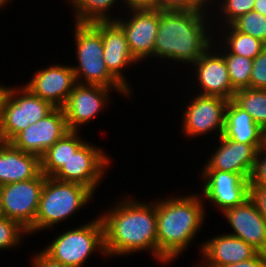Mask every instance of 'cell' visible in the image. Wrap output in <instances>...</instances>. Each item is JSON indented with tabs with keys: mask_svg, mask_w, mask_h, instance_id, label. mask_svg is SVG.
Listing matches in <instances>:
<instances>
[{
	"mask_svg": "<svg viewBox=\"0 0 266 267\" xmlns=\"http://www.w3.org/2000/svg\"><path fill=\"white\" fill-rule=\"evenodd\" d=\"M250 185L266 186V146L263 145L257 151L253 169L249 177Z\"/></svg>",
	"mask_w": 266,
	"mask_h": 267,
	"instance_id": "32",
	"label": "cell"
},
{
	"mask_svg": "<svg viewBox=\"0 0 266 267\" xmlns=\"http://www.w3.org/2000/svg\"><path fill=\"white\" fill-rule=\"evenodd\" d=\"M97 217V218H96ZM89 222L54 235L41 250L52 260L68 267H85L91 255L99 253L107 258L104 248V227L100 216ZM72 228V229H71ZM97 251V252H96ZM88 259V260H87Z\"/></svg>",
	"mask_w": 266,
	"mask_h": 267,
	"instance_id": "6",
	"label": "cell"
},
{
	"mask_svg": "<svg viewBox=\"0 0 266 267\" xmlns=\"http://www.w3.org/2000/svg\"><path fill=\"white\" fill-rule=\"evenodd\" d=\"M124 11L123 16L117 17L115 22L125 33L131 55L139 64L145 63L147 59L152 61L159 26V9H125Z\"/></svg>",
	"mask_w": 266,
	"mask_h": 267,
	"instance_id": "11",
	"label": "cell"
},
{
	"mask_svg": "<svg viewBox=\"0 0 266 267\" xmlns=\"http://www.w3.org/2000/svg\"><path fill=\"white\" fill-rule=\"evenodd\" d=\"M187 101L186 108L182 110V126L180 134L186 138H199L208 135L212 140L223 134L226 107L229 100L218 96H203L193 94ZM215 133V134H214ZM214 137V138H213Z\"/></svg>",
	"mask_w": 266,
	"mask_h": 267,
	"instance_id": "8",
	"label": "cell"
},
{
	"mask_svg": "<svg viewBox=\"0 0 266 267\" xmlns=\"http://www.w3.org/2000/svg\"><path fill=\"white\" fill-rule=\"evenodd\" d=\"M31 267H68L64 264L52 260L42 250H39L31 256Z\"/></svg>",
	"mask_w": 266,
	"mask_h": 267,
	"instance_id": "35",
	"label": "cell"
},
{
	"mask_svg": "<svg viewBox=\"0 0 266 267\" xmlns=\"http://www.w3.org/2000/svg\"><path fill=\"white\" fill-rule=\"evenodd\" d=\"M55 107L24 85L11 86L0 118V141L10 142L28 126L46 117Z\"/></svg>",
	"mask_w": 266,
	"mask_h": 267,
	"instance_id": "7",
	"label": "cell"
},
{
	"mask_svg": "<svg viewBox=\"0 0 266 267\" xmlns=\"http://www.w3.org/2000/svg\"><path fill=\"white\" fill-rule=\"evenodd\" d=\"M28 236L27 230L24 229L17 221L3 217L0 218V250L14 249L21 246L24 237Z\"/></svg>",
	"mask_w": 266,
	"mask_h": 267,
	"instance_id": "30",
	"label": "cell"
},
{
	"mask_svg": "<svg viewBox=\"0 0 266 267\" xmlns=\"http://www.w3.org/2000/svg\"><path fill=\"white\" fill-rule=\"evenodd\" d=\"M125 9H158V0H123Z\"/></svg>",
	"mask_w": 266,
	"mask_h": 267,
	"instance_id": "37",
	"label": "cell"
},
{
	"mask_svg": "<svg viewBox=\"0 0 266 267\" xmlns=\"http://www.w3.org/2000/svg\"><path fill=\"white\" fill-rule=\"evenodd\" d=\"M200 243L198 260L205 267H224L253 258L258 251L239 237L228 233L215 235Z\"/></svg>",
	"mask_w": 266,
	"mask_h": 267,
	"instance_id": "20",
	"label": "cell"
},
{
	"mask_svg": "<svg viewBox=\"0 0 266 267\" xmlns=\"http://www.w3.org/2000/svg\"><path fill=\"white\" fill-rule=\"evenodd\" d=\"M120 199L99 215L107 259L148 252L157 261L156 203L138 201L131 194Z\"/></svg>",
	"mask_w": 266,
	"mask_h": 267,
	"instance_id": "1",
	"label": "cell"
},
{
	"mask_svg": "<svg viewBox=\"0 0 266 267\" xmlns=\"http://www.w3.org/2000/svg\"><path fill=\"white\" fill-rule=\"evenodd\" d=\"M66 2L71 7L70 10H73V22L75 23L115 21L116 16L119 17L125 9L123 0H67ZM115 10L119 12H115Z\"/></svg>",
	"mask_w": 266,
	"mask_h": 267,
	"instance_id": "24",
	"label": "cell"
},
{
	"mask_svg": "<svg viewBox=\"0 0 266 267\" xmlns=\"http://www.w3.org/2000/svg\"><path fill=\"white\" fill-rule=\"evenodd\" d=\"M34 75L23 84L34 95L48 101L55 108H63L75 85V73L71 65L52 63L37 69Z\"/></svg>",
	"mask_w": 266,
	"mask_h": 267,
	"instance_id": "15",
	"label": "cell"
},
{
	"mask_svg": "<svg viewBox=\"0 0 266 267\" xmlns=\"http://www.w3.org/2000/svg\"><path fill=\"white\" fill-rule=\"evenodd\" d=\"M236 31L251 35L266 44V16L256 11L238 17L230 24Z\"/></svg>",
	"mask_w": 266,
	"mask_h": 267,
	"instance_id": "29",
	"label": "cell"
},
{
	"mask_svg": "<svg viewBox=\"0 0 266 267\" xmlns=\"http://www.w3.org/2000/svg\"><path fill=\"white\" fill-rule=\"evenodd\" d=\"M69 129L63 108L50 114L18 133L10 143L23 152L41 157L48 148L61 139Z\"/></svg>",
	"mask_w": 266,
	"mask_h": 267,
	"instance_id": "16",
	"label": "cell"
},
{
	"mask_svg": "<svg viewBox=\"0 0 266 267\" xmlns=\"http://www.w3.org/2000/svg\"><path fill=\"white\" fill-rule=\"evenodd\" d=\"M159 10H209L205 0H158Z\"/></svg>",
	"mask_w": 266,
	"mask_h": 267,
	"instance_id": "33",
	"label": "cell"
},
{
	"mask_svg": "<svg viewBox=\"0 0 266 267\" xmlns=\"http://www.w3.org/2000/svg\"><path fill=\"white\" fill-rule=\"evenodd\" d=\"M173 194L161 199L154 198L157 214V262L161 266L164 264L163 267L172 262L174 264L175 259L188 251L208 215L199 192L177 196Z\"/></svg>",
	"mask_w": 266,
	"mask_h": 267,
	"instance_id": "3",
	"label": "cell"
},
{
	"mask_svg": "<svg viewBox=\"0 0 266 267\" xmlns=\"http://www.w3.org/2000/svg\"><path fill=\"white\" fill-rule=\"evenodd\" d=\"M94 194L90 188L82 184L59 181L46 176L35 223L27 230L28 236L52 230L61 223L63 225L66 219L87 207Z\"/></svg>",
	"mask_w": 266,
	"mask_h": 267,
	"instance_id": "4",
	"label": "cell"
},
{
	"mask_svg": "<svg viewBox=\"0 0 266 267\" xmlns=\"http://www.w3.org/2000/svg\"><path fill=\"white\" fill-rule=\"evenodd\" d=\"M233 100L266 131V90L243 88L235 92Z\"/></svg>",
	"mask_w": 266,
	"mask_h": 267,
	"instance_id": "27",
	"label": "cell"
},
{
	"mask_svg": "<svg viewBox=\"0 0 266 267\" xmlns=\"http://www.w3.org/2000/svg\"><path fill=\"white\" fill-rule=\"evenodd\" d=\"M10 88H11V85L7 86L0 82V118H1L2 111L4 109L5 100L8 96Z\"/></svg>",
	"mask_w": 266,
	"mask_h": 267,
	"instance_id": "38",
	"label": "cell"
},
{
	"mask_svg": "<svg viewBox=\"0 0 266 267\" xmlns=\"http://www.w3.org/2000/svg\"><path fill=\"white\" fill-rule=\"evenodd\" d=\"M74 50L77 65H71L76 81L80 84L101 85L115 89L126 100L134 98L107 69L103 60L101 31L93 23L74 22ZM133 97V98H132Z\"/></svg>",
	"mask_w": 266,
	"mask_h": 267,
	"instance_id": "5",
	"label": "cell"
},
{
	"mask_svg": "<svg viewBox=\"0 0 266 267\" xmlns=\"http://www.w3.org/2000/svg\"><path fill=\"white\" fill-rule=\"evenodd\" d=\"M225 138L238 143L264 144L265 131L233 99L226 107L224 131Z\"/></svg>",
	"mask_w": 266,
	"mask_h": 267,
	"instance_id": "22",
	"label": "cell"
},
{
	"mask_svg": "<svg viewBox=\"0 0 266 267\" xmlns=\"http://www.w3.org/2000/svg\"><path fill=\"white\" fill-rule=\"evenodd\" d=\"M249 198L254 202L257 210L266 220V186L250 185Z\"/></svg>",
	"mask_w": 266,
	"mask_h": 267,
	"instance_id": "34",
	"label": "cell"
},
{
	"mask_svg": "<svg viewBox=\"0 0 266 267\" xmlns=\"http://www.w3.org/2000/svg\"><path fill=\"white\" fill-rule=\"evenodd\" d=\"M188 70L193 72V78L190 79L198 86L195 94L218 96L227 100L234 98L236 90L231 85L224 54L216 45L212 44Z\"/></svg>",
	"mask_w": 266,
	"mask_h": 267,
	"instance_id": "13",
	"label": "cell"
},
{
	"mask_svg": "<svg viewBox=\"0 0 266 267\" xmlns=\"http://www.w3.org/2000/svg\"><path fill=\"white\" fill-rule=\"evenodd\" d=\"M264 145L266 146V131H265V136H264Z\"/></svg>",
	"mask_w": 266,
	"mask_h": 267,
	"instance_id": "44",
	"label": "cell"
},
{
	"mask_svg": "<svg viewBox=\"0 0 266 267\" xmlns=\"http://www.w3.org/2000/svg\"><path fill=\"white\" fill-rule=\"evenodd\" d=\"M115 89L77 83L63 107L69 131H81L111 105ZM112 99V100H111ZM111 101V102H110ZM110 102V103H109Z\"/></svg>",
	"mask_w": 266,
	"mask_h": 267,
	"instance_id": "14",
	"label": "cell"
},
{
	"mask_svg": "<svg viewBox=\"0 0 266 267\" xmlns=\"http://www.w3.org/2000/svg\"><path fill=\"white\" fill-rule=\"evenodd\" d=\"M215 37L213 44L217 45L216 47L223 54H235L254 59L266 47V44L261 40L236 31L231 25L218 27L215 31Z\"/></svg>",
	"mask_w": 266,
	"mask_h": 267,
	"instance_id": "23",
	"label": "cell"
},
{
	"mask_svg": "<svg viewBox=\"0 0 266 267\" xmlns=\"http://www.w3.org/2000/svg\"><path fill=\"white\" fill-rule=\"evenodd\" d=\"M4 217L3 209H2V201H1V185H0V218Z\"/></svg>",
	"mask_w": 266,
	"mask_h": 267,
	"instance_id": "41",
	"label": "cell"
},
{
	"mask_svg": "<svg viewBox=\"0 0 266 267\" xmlns=\"http://www.w3.org/2000/svg\"><path fill=\"white\" fill-rule=\"evenodd\" d=\"M201 177L199 191L205 207L207 201L215 206L219 213L226 209L242 204L249 198V180L238 173L218 170H199ZM202 179V180H201ZM203 182V183H202Z\"/></svg>",
	"mask_w": 266,
	"mask_h": 267,
	"instance_id": "10",
	"label": "cell"
},
{
	"mask_svg": "<svg viewBox=\"0 0 266 267\" xmlns=\"http://www.w3.org/2000/svg\"><path fill=\"white\" fill-rule=\"evenodd\" d=\"M41 173L40 157L23 152L10 142L0 141V185L36 178Z\"/></svg>",
	"mask_w": 266,
	"mask_h": 267,
	"instance_id": "21",
	"label": "cell"
},
{
	"mask_svg": "<svg viewBox=\"0 0 266 267\" xmlns=\"http://www.w3.org/2000/svg\"><path fill=\"white\" fill-rule=\"evenodd\" d=\"M217 140V141H216ZM217 147L211 151L210 157L204 161L201 170H218L238 173L249 180L256 159L257 151L264 144L238 143L223 135L215 139Z\"/></svg>",
	"mask_w": 266,
	"mask_h": 267,
	"instance_id": "18",
	"label": "cell"
},
{
	"mask_svg": "<svg viewBox=\"0 0 266 267\" xmlns=\"http://www.w3.org/2000/svg\"><path fill=\"white\" fill-rule=\"evenodd\" d=\"M13 0H0V11H2V8L5 10L7 5H10Z\"/></svg>",
	"mask_w": 266,
	"mask_h": 267,
	"instance_id": "40",
	"label": "cell"
},
{
	"mask_svg": "<svg viewBox=\"0 0 266 267\" xmlns=\"http://www.w3.org/2000/svg\"><path fill=\"white\" fill-rule=\"evenodd\" d=\"M87 140L53 178L64 182H75L90 188L95 194L102 183L110 163L114 159L100 146ZM108 168V169H107Z\"/></svg>",
	"mask_w": 266,
	"mask_h": 267,
	"instance_id": "9",
	"label": "cell"
},
{
	"mask_svg": "<svg viewBox=\"0 0 266 267\" xmlns=\"http://www.w3.org/2000/svg\"><path fill=\"white\" fill-rule=\"evenodd\" d=\"M102 34L103 60L108 71L133 95V87L130 80L125 77L131 66L139 64L128 47L126 36L122 28L115 21L93 23ZM127 69V70H126ZM131 87V88H130Z\"/></svg>",
	"mask_w": 266,
	"mask_h": 267,
	"instance_id": "17",
	"label": "cell"
},
{
	"mask_svg": "<svg viewBox=\"0 0 266 267\" xmlns=\"http://www.w3.org/2000/svg\"><path fill=\"white\" fill-rule=\"evenodd\" d=\"M80 133V131L67 132L40 157L41 172L45 176L53 177L67 163L72 154H75L87 141Z\"/></svg>",
	"mask_w": 266,
	"mask_h": 267,
	"instance_id": "25",
	"label": "cell"
},
{
	"mask_svg": "<svg viewBox=\"0 0 266 267\" xmlns=\"http://www.w3.org/2000/svg\"><path fill=\"white\" fill-rule=\"evenodd\" d=\"M249 88L266 90V47L253 59Z\"/></svg>",
	"mask_w": 266,
	"mask_h": 267,
	"instance_id": "31",
	"label": "cell"
},
{
	"mask_svg": "<svg viewBox=\"0 0 266 267\" xmlns=\"http://www.w3.org/2000/svg\"><path fill=\"white\" fill-rule=\"evenodd\" d=\"M254 3L255 0H215L209 6L211 19H213L212 24L215 23V25L213 24L214 30L219 26L230 25L238 17L252 11Z\"/></svg>",
	"mask_w": 266,
	"mask_h": 267,
	"instance_id": "26",
	"label": "cell"
},
{
	"mask_svg": "<svg viewBox=\"0 0 266 267\" xmlns=\"http://www.w3.org/2000/svg\"><path fill=\"white\" fill-rule=\"evenodd\" d=\"M215 0H205L206 5L209 7Z\"/></svg>",
	"mask_w": 266,
	"mask_h": 267,
	"instance_id": "42",
	"label": "cell"
},
{
	"mask_svg": "<svg viewBox=\"0 0 266 267\" xmlns=\"http://www.w3.org/2000/svg\"><path fill=\"white\" fill-rule=\"evenodd\" d=\"M193 267H205L204 265H202L200 262H198L197 264H193Z\"/></svg>",
	"mask_w": 266,
	"mask_h": 267,
	"instance_id": "43",
	"label": "cell"
},
{
	"mask_svg": "<svg viewBox=\"0 0 266 267\" xmlns=\"http://www.w3.org/2000/svg\"><path fill=\"white\" fill-rule=\"evenodd\" d=\"M232 87L237 91L249 88L253 59L235 54H224Z\"/></svg>",
	"mask_w": 266,
	"mask_h": 267,
	"instance_id": "28",
	"label": "cell"
},
{
	"mask_svg": "<svg viewBox=\"0 0 266 267\" xmlns=\"http://www.w3.org/2000/svg\"><path fill=\"white\" fill-rule=\"evenodd\" d=\"M45 177L41 172L33 179L2 185L4 217L17 221L28 230L35 223Z\"/></svg>",
	"mask_w": 266,
	"mask_h": 267,
	"instance_id": "12",
	"label": "cell"
},
{
	"mask_svg": "<svg viewBox=\"0 0 266 267\" xmlns=\"http://www.w3.org/2000/svg\"><path fill=\"white\" fill-rule=\"evenodd\" d=\"M253 11L266 16V0H255Z\"/></svg>",
	"mask_w": 266,
	"mask_h": 267,
	"instance_id": "39",
	"label": "cell"
},
{
	"mask_svg": "<svg viewBox=\"0 0 266 267\" xmlns=\"http://www.w3.org/2000/svg\"><path fill=\"white\" fill-rule=\"evenodd\" d=\"M211 21L209 10H159L153 59L188 68L213 44Z\"/></svg>",
	"mask_w": 266,
	"mask_h": 267,
	"instance_id": "2",
	"label": "cell"
},
{
	"mask_svg": "<svg viewBox=\"0 0 266 267\" xmlns=\"http://www.w3.org/2000/svg\"><path fill=\"white\" fill-rule=\"evenodd\" d=\"M221 214L232 228L228 234L239 237L258 252L266 253V220L250 198Z\"/></svg>",
	"mask_w": 266,
	"mask_h": 267,
	"instance_id": "19",
	"label": "cell"
},
{
	"mask_svg": "<svg viewBox=\"0 0 266 267\" xmlns=\"http://www.w3.org/2000/svg\"><path fill=\"white\" fill-rule=\"evenodd\" d=\"M224 267H266V253L258 252L253 258Z\"/></svg>",
	"mask_w": 266,
	"mask_h": 267,
	"instance_id": "36",
	"label": "cell"
}]
</instances>
